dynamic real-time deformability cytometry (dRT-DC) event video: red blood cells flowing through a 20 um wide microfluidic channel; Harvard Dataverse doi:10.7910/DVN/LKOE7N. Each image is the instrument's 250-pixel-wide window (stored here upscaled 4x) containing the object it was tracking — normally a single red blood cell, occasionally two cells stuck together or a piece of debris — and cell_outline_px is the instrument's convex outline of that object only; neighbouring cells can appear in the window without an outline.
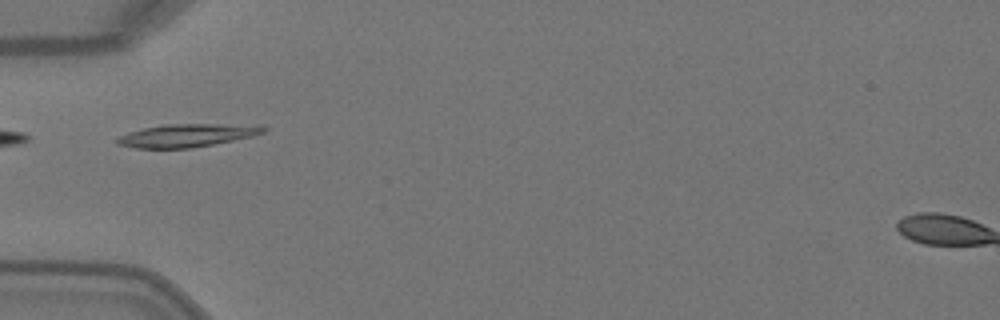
{"species": "Egyptian fruit bat (a non-hibernating species)", "species_latin": "Rousettus aegyptiacus", "temperature_condition": "warm", "stored_images_in_passage": 5, "camera_frame_rate_fps": 3000, "um_per_image_px": 0.085, "animal": {"sex": "female"}, "frame": {"image": 1, "passage_image": 5, "time_ms": 1.333, "image_size_px": [1000, 320], "cell_outline_px": [[268, 128], [264, 132], [252, 136], [192, 148], [136, 148], [116, 144], [116, 140], [120, 136], [128, 132], [144, 128], [164, 124], [264, 124]], "centroid_in_image_um": [15.95, 11.49], "position_along_channel_um": 69.1, "area_um2": 19.71}}